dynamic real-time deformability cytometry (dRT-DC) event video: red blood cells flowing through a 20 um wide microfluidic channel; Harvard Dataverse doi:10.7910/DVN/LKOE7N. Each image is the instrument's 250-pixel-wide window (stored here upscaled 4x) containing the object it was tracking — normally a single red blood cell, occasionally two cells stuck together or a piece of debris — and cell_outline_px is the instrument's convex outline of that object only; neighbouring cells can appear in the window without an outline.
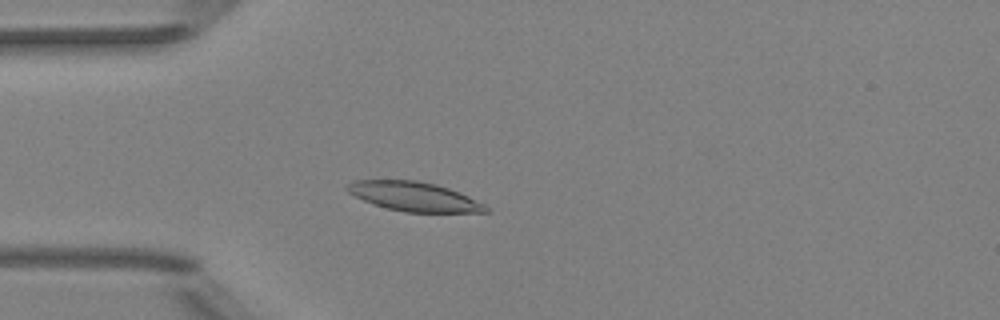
{"species": "Egyptian fruit bat (a non-hibernating species)", "species_latin": "Rousettus aegyptiacus", "temperature_condition": "room temperature", "stored_images_in_passage": 46, "camera_frame_rate_fps": 3000, "um_per_image_px": 0.085, "animal": {"sex": "female"}, "frame": {"image": 1, "passage_image": 9, "time_ms": 2.667, "image_size_px": [1000, 320], "cell_outline_px": [[488, 212], [404, 212], [388, 208], [364, 200], [348, 192], [344, 188], [352, 180], [416, 180], [436, 184], [460, 192], [484, 204], [488, 208]], "centroid_in_image_um": [35.19, 16.69], "position_along_channel_um": 49.8, "area_um2": 23.41}}
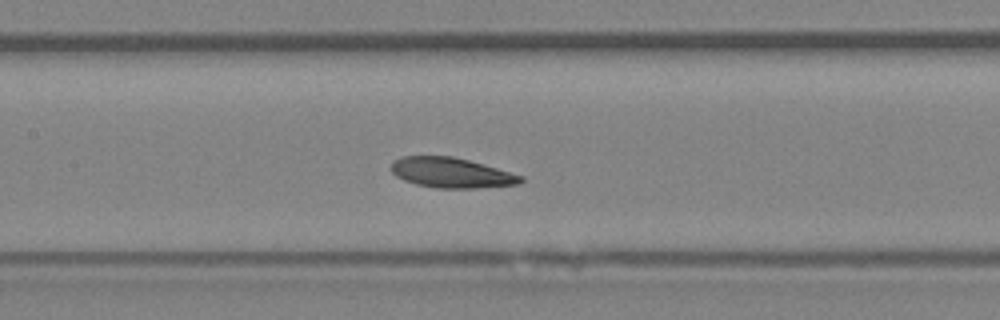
{"frame": {"image": 2, "passage_image": 19, "time_ms": 6.0, "image_size_px": [1000, 320], "cell_outline_px": [[524, 180], [520, 184], [476, 188], [436, 188], [416, 184], [404, 180], [396, 176], [392, 172], [392, 164], [400, 156], [452, 156], [484, 164], [524, 176]], "centroid_in_image_um": [38.39, 14.69], "position_along_channel_um": 169.0, "area_um2": 22.72}}
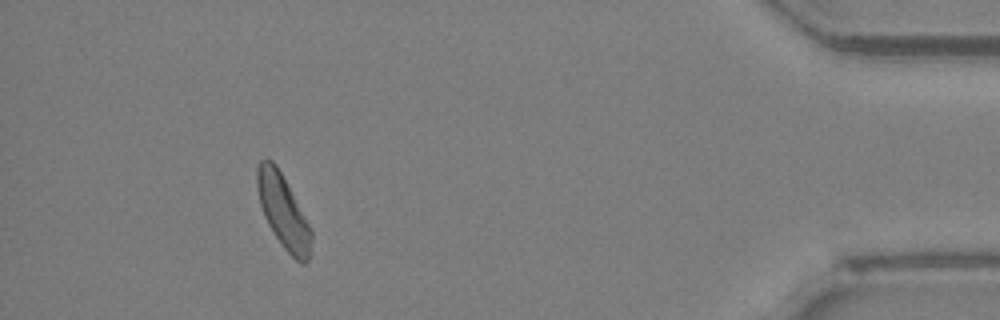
{"frame": {"image": 3, "passage_image": 42, "time_ms": 13.667, "image_size_px": [1000, 320], "cell_outline_px": [[312, 252], [308, 260], [304, 264], [300, 264], [284, 248], [268, 224], [264, 216], [260, 204], [256, 184], [256, 168], [260, 160], [272, 160], [276, 164], [308, 224], [312, 232]], "centroid_in_image_um": [24.07, 18.01], "position_along_channel_um": 411.1, "area_um2": 22.77}, "authors_computed_cell_mechanics": {"area_um2": 22.9466, "velocity_mm_per_s": 3.9345, "shape_relaxation_time_tau1_ms": 4.7416, "shape_relaxation_time_tau2_ms": null, "deformation_change_tau1": 0.1275, "deformation_change_tau2": null}}